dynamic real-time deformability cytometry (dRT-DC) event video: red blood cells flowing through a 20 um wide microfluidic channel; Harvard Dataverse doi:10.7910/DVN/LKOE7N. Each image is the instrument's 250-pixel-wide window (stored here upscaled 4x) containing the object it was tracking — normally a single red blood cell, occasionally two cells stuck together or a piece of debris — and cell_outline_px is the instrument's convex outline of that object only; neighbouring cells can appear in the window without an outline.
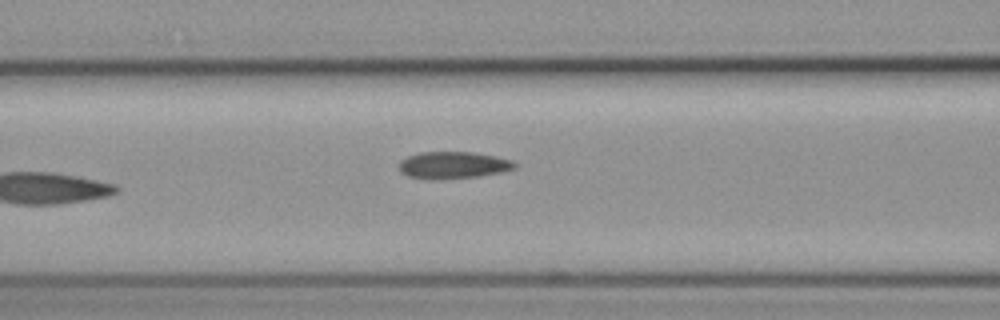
{"species": "common noctule bat (a hibernating species)", "species_latin": "Nyctalus noctula", "temperature_condition": "cold", "stored_images_in_passage": 7, "camera_frame_rate_fps": 3000, "um_per_image_px": 0.085, "animal": {"sex": "female", "body_mass_g": 19.3, "forearm_length_mm": 54.1}, "frame": {"image": 1, "passage_image": 7, "time_ms": 8.0, "image_size_px": [1000, 320], "cell_outline_px": [[520, 164], [516, 168], [504, 172], [480, 176], [408, 176], [400, 168], [400, 160], [408, 156], [420, 152], [472, 152], [496, 156], [512, 160]], "centroid_in_image_um": [38.67, 13.97], "position_along_channel_um": 127.9, "area_um2": 17.28}}